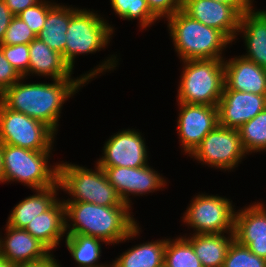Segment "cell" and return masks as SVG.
<instances>
[{"label": "cell", "mask_w": 266, "mask_h": 267, "mask_svg": "<svg viewBox=\"0 0 266 267\" xmlns=\"http://www.w3.org/2000/svg\"><path fill=\"white\" fill-rule=\"evenodd\" d=\"M114 57V58H113ZM116 56H112L102 65L83 74L77 79L63 78L54 83H27L21 81L6 89L0 95V102L7 108L26 114L47 125L55 134L58 128L60 111L65 101L92 77L116 67Z\"/></svg>", "instance_id": "obj_1"}, {"label": "cell", "mask_w": 266, "mask_h": 267, "mask_svg": "<svg viewBox=\"0 0 266 267\" xmlns=\"http://www.w3.org/2000/svg\"><path fill=\"white\" fill-rule=\"evenodd\" d=\"M67 235L95 237L116 244L139 235V226L130 207H108L87 202H64ZM67 218L73 221L68 224ZM70 225V226H69Z\"/></svg>", "instance_id": "obj_2"}, {"label": "cell", "mask_w": 266, "mask_h": 267, "mask_svg": "<svg viewBox=\"0 0 266 267\" xmlns=\"http://www.w3.org/2000/svg\"><path fill=\"white\" fill-rule=\"evenodd\" d=\"M174 49L182 61L193 59H223L222 49L230 40L219 30L194 20L182 10L167 18Z\"/></svg>", "instance_id": "obj_3"}, {"label": "cell", "mask_w": 266, "mask_h": 267, "mask_svg": "<svg viewBox=\"0 0 266 267\" xmlns=\"http://www.w3.org/2000/svg\"><path fill=\"white\" fill-rule=\"evenodd\" d=\"M95 171L71 163L58 164L60 188L72 195L63 202H87L108 207H129L110 184L104 170L96 163Z\"/></svg>", "instance_id": "obj_4"}, {"label": "cell", "mask_w": 266, "mask_h": 267, "mask_svg": "<svg viewBox=\"0 0 266 267\" xmlns=\"http://www.w3.org/2000/svg\"><path fill=\"white\" fill-rule=\"evenodd\" d=\"M178 102L217 106L225 86L224 60H185Z\"/></svg>", "instance_id": "obj_5"}, {"label": "cell", "mask_w": 266, "mask_h": 267, "mask_svg": "<svg viewBox=\"0 0 266 267\" xmlns=\"http://www.w3.org/2000/svg\"><path fill=\"white\" fill-rule=\"evenodd\" d=\"M50 152L2 144L3 182L19 181L33 190L55 185L58 182V164L49 168Z\"/></svg>", "instance_id": "obj_6"}, {"label": "cell", "mask_w": 266, "mask_h": 267, "mask_svg": "<svg viewBox=\"0 0 266 267\" xmlns=\"http://www.w3.org/2000/svg\"><path fill=\"white\" fill-rule=\"evenodd\" d=\"M113 27L92 11L71 7V20L66 32L65 62L73 70L75 56L104 49L113 34Z\"/></svg>", "instance_id": "obj_7"}, {"label": "cell", "mask_w": 266, "mask_h": 267, "mask_svg": "<svg viewBox=\"0 0 266 267\" xmlns=\"http://www.w3.org/2000/svg\"><path fill=\"white\" fill-rule=\"evenodd\" d=\"M55 133L44 123L0 102V142L33 151H51ZM53 140V141H52Z\"/></svg>", "instance_id": "obj_8"}, {"label": "cell", "mask_w": 266, "mask_h": 267, "mask_svg": "<svg viewBox=\"0 0 266 267\" xmlns=\"http://www.w3.org/2000/svg\"><path fill=\"white\" fill-rule=\"evenodd\" d=\"M231 202L220 196L199 194L188 206L183 221L196 230L194 234L234 233L235 211Z\"/></svg>", "instance_id": "obj_9"}, {"label": "cell", "mask_w": 266, "mask_h": 267, "mask_svg": "<svg viewBox=\"0 0 266 267\" xmlns=\"http://www.w3.org/2000/svg\"><path fill=\"white\" fill-rule=\"evenodd\" d=\"M238 129L218 125L210 131L190 156L202 164L226 170L234 169L245 158Z\"/></svg>", "instance_id": "obj_10"}, {"label": "cell", "mask_w": 266, "mask_h": 267, "mask_svg": "<svg viewBox=\"0 0 266 267\" xmlns=\"http://www.w3.org/2000/svg\"><path fill=\"white\" fill-rule=\"evenodd\" d=\"M179 103L177 131L181 146L189 155L204 137L219 125L217 106Z\"/></svg>", "instance_id": "obj_11"}, {"label": "cell", "mask_w": 266, "mask_h": 267, "mask_svg": "<svg viewBox=\"0 0 266 267\" xmlns=\"http://www.w3.org/2000/svg\"><path fill=\"white\" fill-rule=\"evenodd\" d=\"M141 133L126 129L105 142L103 154L97 164L100 167L137 168L147 165V148Z\"/></svg>", "instance_id": "obj_12"}, {"label": "cell", "mask_w": 266, "mask_h": 267, "mask_svg": "<svg viewBox=\"0 0 266 267\" xmlns=\"http://www.w3.org/2000/svg\"><path fill=\"white\" fill-rule=\"evenodd\" d=\"M110 184L114 187L120 198L129 207L130 194L145 195L164 187L166 181L149 165L137 168L129 167H101Z\"/></svg>", "instance_id": "obj_13"}, {"label": "cell", "mask_w": 266, "mask_h": 267, "mask_svg": "<svg viewBox=\"0 0 266 267\" xmlns=\"http://www.w3.org/2000/svg\"><path fill=\"white\" fill-rule=\"evenodd\" d=\"M182 11L192 19L221 31L231 42L236 39L241 14L234 7L215 0H183Z\"/></svg>", "instance_id": "obj_14"}, {"label": "cell", "mask_w": 266, "mask_h": 267, "mask_svg": "<svg viewBox=\"0 0 266 267\" xmlns=\"http://www.w3.org/2000/svg\"><path fill=\"white\" fill-rule=\"evenodd\" d=\"M217 108L220 126L239 129L266 108V95L231 90L225 85Z\"/></svg>", "instance_id": "obj_15"}, {"label": "cell", "mask_w": 266, "mask_h": 267, "mask_svg": "<svg viewBox=\"0 0 266 267\" xmlns=\"http://www.w3.org/2000/svg\"><path fill=\"white\" fill-rule=\"evenodd\" d=\"M6 231V238H0V256L9 262L15 265L35 263L51 255V251L25 229L6 225Z\"/></svg>", "instance_id": "obj_16"}, {"label": "cell", "mask_w": 266, "mask_h": 267, "mask_svg": "<svg viewBox=\"0 0 266 267\" xmlns=\"http://www.w3.org/2000/svg\"><path fill=\"white\" fill-rule=\"evenodd\" d=\"M224 69L225 85L229 89L266 95V69L255 62L238 56L224 61Z\"/></svg>", "instance_id": "obj_17"}, {"label": "cell", "mask_w": 266, "mask_h": 267, "mask_svg": "<svg viewBox=\"0 0 266 267\" xmlns=\"http://www.w3.org/2000/svg\"><path fill=\"white\" fill-rule=\"evenodd\" d=\"M238 31L243 32L245 59L266 69V11L250 10L241 15Z\"/></svg>", "instance_id": "obj_18"}, {"label": "cell", "mask_w": 266, "mask_h": 267, "mask_svg": "<svg viewBox=\"0 0 266 267\" xmlns=\"http://www.w3.org/2000/svg\"><path fill=\"white\" fill-rule=\"evenodd\" d=\"M50 251L58 246L66 233L65 204L58 200L48 211L37 216L25 228Z\"/></svg>", "instance_id": "obj_19"}, {"label": "cell", "mask_w": 266, "mask_h": 267, "mask_svg": "<svg viewBox=\"0 0 266 267\" xmlns=\"http://www.w3.org/2000/svg\"><path fill=\"white\" fill-rule=\"evenodd\" d=\"M29 58V75L51 76L53 80L71 78L73 71L62 55L37 37L29 44Z\"/></svg>", "instance_id": "obj_20"}, {"label": "cell", "mask_w": 266, "mask_h": 267, "mask_svg": "<svg viewBox=\"0 0 266 267\" xmlns=\"http://www.w3.org/2000/svg\"><path fill=\"white\" fill-rule=\"evenodd\" d=\"M58 188L60 189L59 182L53 186L37 189V194L19 202L11 211L7 225L25 229L37 216L48 211L58 201L56 198Z\"/></svg>", "instance_id": "obj_21"}, {"label": "cell", "mask_w": 266, "mask_h": 267, "mask_svg": "<svg viewBox=\"0 0 266 267\" xmlns=\"http://www.w3.org/2000/svg\"><path fill=\"white\" fill-rule=\"evenodd\" d=\"M225 236L224 233L193 234L186 239L192 244L202 267H222L228 249L235 240L234 233L227 238Z\"/></svg>", "instance_id": "obj_22"}, {"label": "cell", "mask_w": 266, "mask_h": 267, "mask_svg": "<svg viewBox=\"0 0 266 267\" xmlns=\"http://www.w3.org/2000/svg\"><path fill=\"white\" fill-rule=\"evenodd\" d=\"M234 236L242 246H247L252 239L266 238V207L262 203L235 212Z\"/></svg>", "instance_id": "obj_23"}, {"label": "cell", "mask_w": 266, "mask_h": 267, "mask_svg": "<svg viewBox=\"0 0 266 267\" xmlns=\"http://www.w3.org/2000/svg\"><path fill=\"white\" fill-rule=\"evenodd\" d=\"M71 20L70 6L54 5L47 14L43 29L37 38L59 52L65 61L66 32Z\"/></svg>", "instance_id": "obj_24"}, {"label": "cell", "mask_w": 266, "mask_h": 267, "mask_svg": "<svg viewBox=\"0 0 266 267\" xmlns=\"http://www.w3.org/2000/svg\"><path fill=\"white\" fill-rule=\"evenodd\" d=\"M167 239L134 246L116 258L110 267H162Z\"/></svg>", "instance_id": "obj_25"}, {"label": "cell", "mask_w": 266, "mask_h": 267, "mask_svg": "<svg viewBox=\"0 0 266 267\" xmlns=\"http://www.w3.org/2000/svg\"><path fill=\"white\" fill-rule=\"evenodd\" d=\"M100 239L85 235H66L65 243L79 267H110L97 264L101 254Z\"/></svg>", "instance_id": "obj_26"}, {"label": "cell", "mask_w": 266, "mask_h": 267, "mask_svg": "<svg viewBox=\"0 0 266 267\" xmlns=\"http://www.w3.org/2000/svg\"><path fill=\"white\" fill-rule=\"evenodd\" d=\"M165 267H202L192 244L185 237L168 240L165 246Z\"/></svg>", "instance_id": "obj_27"}, {"label": "cell", "mask_w": 266, "mask_h": 267, "mask_svg": "<svg viewBox=\"0 0 266 267\" xmlns=\"http://www.w3.org/2000/svg\"><path fill=\"white\" fill-rule=\"evenodd\" d=\"M238 131L246 154L266 151V108L244 123Z\"/></svg>", "instance_id": "obj_28"}, {"label": "cell", "mask_w": 266, "mask_h": 267, "mask_svg": "<svg viewBox=\"0 0 266 267\" xmlns=\"http://www.w3.org/2000/svg\"><path fill=\"white\" fill-rule=\"evenodd\" d=\"M115 13L128 20L139 19L142 28L159 20L149 9L146 0H110Z\"/></svg>", "instance_id": "obj_29"}, {"label": "cell", "mask_w": 266, "mask_h": 267, "mask_svg": "<svg viewBox=\"0 0 266 267\" xmlns=\"http://www.w3.org/2000/svg\"><path fill=\"white\" fill-rule=\"evenodd\" d=\"M222 267H266V260L234 240L228 249Z\"/></svg>", "instance_id": "obj_30"}, {"label": "cell", "mask_w": 266, "mask_h": 267, "mask_svg": "<svg viewBox=\"0 0 266 267\" xmlns=\"http://www.w3.org/2000/svg\"><path fill=\"white\" fill-rule=\"evenodd\" d=\"M55 4L56 3L40 0L34 6L26 8L16 16L23 20L37 36L43 29L48 11Z\"/></svg>", "instance_id": "obj_31"}, {"label": "cell", "mask_w": 266, "mask_h": 267, "mask_svg": "<svg viewBox=\"0 0 266 267\" xmlns=\"http://www.w3.org/2000/svg\"><path fill=\"white\" fill-rule=\"evenodd\" d=\"M36 37L23 20L14 16L0 45L30 44Z\"/></svg>", "instance_id": "obj_32"}, {"label": "cell", "mask_w": 266, "mask_h": 267, "mask_svg": "<svg viewBox=\"0 0 266 267\" xmlns=\"http://www.w3.org/2000/svg\"><path fill=\"white\" fill-rule=\"evenodd\" d=\"M0 49L22 77L29 75V44L0 45Z\"/></svg>", "instance_id": "obj_33"}, {"label": "cell", "mask_w": 266, "mask_h": 267, "mask_svg": "<svg viewBox=\"0 0 266 267\" xmlns=\"http://www.w3.org/2000/svg\"><path fill=\"white\" fill-rule=\"evenodd\" d=\"M150 11L158 18L173 16L182 10L183 0H146Z\"/></svg>", "instance_id": "obj_34"}, {"label": "cell", "mask_w": 266, "mask_h": 267, "mask_svg": "<svg viewBox=\"0 0 266 267\" xmlns=\"http://www.w3.org/2000/svg\"><path fill=\"white\" fill-rule=\"evenodd\" d=\"M19 80H24V77L10 64L0 49V95Z\"/></svg>", "instance_id": "obj_35"}, {"label": "cell", "mask_w": 266, "mask_h": 267, "mask_svg": "<svg viewBox=\"0 0 266 267\" xmlns=\"http://www.w3.org/2000/svg\"><path fill=\"white\" fill-rule=\"evenodd\" d=\"M14 16L15 15L7 7L4 0H0V44Z\"/></svg>", "instance_id": "obj_36"}, {"label": "cell", "mask_w": 266, "mask_h": 267, "mask_svg": "<svg viewBox=\"0 0 266 267\" xmlns=\"http://www.w3.org/2000/svg\"><path fill=\"white\" fill-rule=\"evenodd\" d=\"M40 0H4L10 11L16 16L28 7L34 6Z\"/></svg>", "instance_id": "obj_37"}, {"label": "cell", "mask_w": 266, "mask_h": 267, "mask_svg": "<svg viewBox=\"0 0 266 267\" xmlns=\"http://www.w3.org/2000/svg\"><path fill=\"white\" fill-rule=\"evenodd\" d=\"M234 7L241 15L252 10V0H215Z\"/></svg>", "instance_id": "obj_38"}, {"label": "cell", "mask_w": 266, "mask_h": 267, "mask_svg": "<svg viewBox=\"0 0 266 267\" xmlns=\"http://www.w3.org/2000/svg\"><path fill=\"white\" fill-rule=\"evenodd\" d=\"M246 247L257 256L266 260V238L252 239Z\"/></svg>", "instance_id": "obj_39"}, {"label": "cell", "mask_w": 266, "mask_h": 267, "mask_svg": "<svg viewBox=\"0 0 266 267\" xmlns=\"http://www.w3.org/2000/svg\"><path fill=\"white\" fill-rule=\"evenodd\" d=\"M16 267H60L59 263H57L56 259H54L51 254L45 260L35 262V263H27V264H19Z\"/></svg>", "instance_id": "obj_40"}, {"label": "cell", "mask_w": 266, "mask_h": 267, "mask_svg": "<svg viewBox=\"0 0 266 267\" xmlns=\"http://www.w3.org/2000/svg\"><path fill=\"white\" fill-rule=\"evenodd\" d=\"M4 168H3V156H2V143L0 142V182H3Z\"/></svg>", "instance_id": "obj_41"}, {"label": "cell", "mask_w": 266, "mask_h": 267, "mask_svg": "<svg viewBox=\"0 0 266 267\" xmlns=\"http://www.w3.org/2000/svg\"><path fill=\"white\" fill-rule=\"evenodd\" d=\"M17 265L9 262L5 258L0 256V267H16Z\"/></svg>", "instance_id": "obj_42"}]
</instances>
